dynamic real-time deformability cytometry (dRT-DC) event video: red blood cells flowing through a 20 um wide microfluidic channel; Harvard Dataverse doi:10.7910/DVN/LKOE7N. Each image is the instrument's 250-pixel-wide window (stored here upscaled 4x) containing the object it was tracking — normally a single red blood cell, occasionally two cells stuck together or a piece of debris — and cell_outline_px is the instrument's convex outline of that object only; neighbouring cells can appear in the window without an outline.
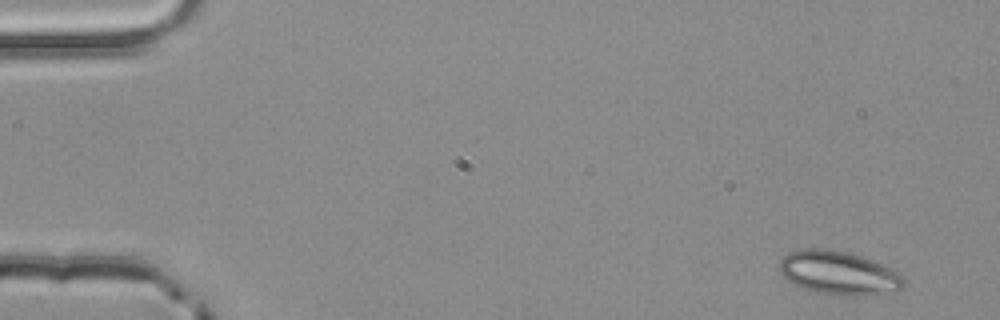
{"species": "common noctule bat (a hibernating species)", "species_latin": "Nyctalus noctula", "temperature_condition": "room temperature", "stored_images_in_passage": 4, "camera_frame_rate_fps": 3000, "um_per_image_px": 0.085, "animal": {"sex": "male", "body_mass_g": 20.4}, "frame": {"image": 1, "passage_image": 1, "time_ms": 0.0, "image_size_px": [1000, 320], "cell_outline_px": [[904, 288], [880, 292], [832, 296], [816, 292], [804, 288], [784, 280], [776, 268], [780, 260], [788, 252], [804, 248], [824, 248], [848, 252], [872, 260], [900, 272], [904, 276]], "centroid_in_image_um": [71.19, 23.17], "position_along_channel_um": 13.8, "area_um2": 31.62}}